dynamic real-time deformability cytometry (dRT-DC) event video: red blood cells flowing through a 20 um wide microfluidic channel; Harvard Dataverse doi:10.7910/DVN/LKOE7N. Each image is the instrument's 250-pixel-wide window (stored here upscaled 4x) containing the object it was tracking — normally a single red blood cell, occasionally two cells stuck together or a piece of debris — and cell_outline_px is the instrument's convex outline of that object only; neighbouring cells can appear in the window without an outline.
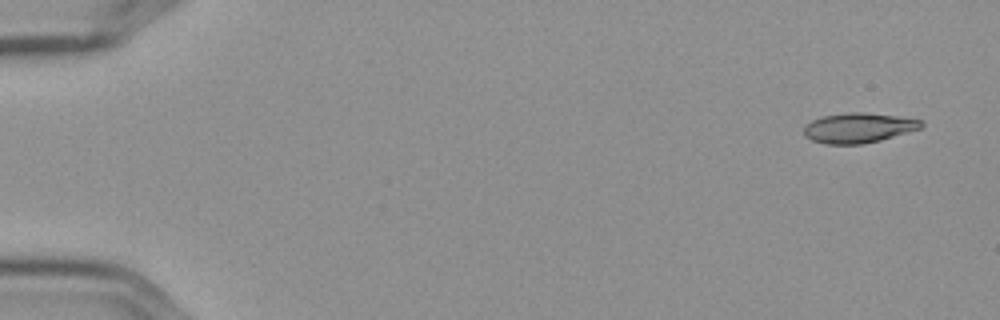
{"species": "Egyptian fruit bat (a non-hibernating species)", "species_latin": "Rousettus aegyptiacus", "temperature_condition": "cold", "stored_images_in_passage": 5, "camera_frame_rate_fps": 3000, "um_per_image_px": 0.085, "frame": {"image": 1, "passage_image": 1, "time_ms": 0.0, "image_size_px": [1000, 320], "cell_outline_px": [[924, 124], [920, 128], [880, 140], [864, 144], [824, 144], [812, 140], [804, 136], [804, 124], [812, 120], [824, 116], [848, 112], [860, 112], [896, 116], [924, 120]], "centroid_in_image_um": [72.94, 10.87], "position_along_channel_um": 12.1, "area_um2": 20.4}}
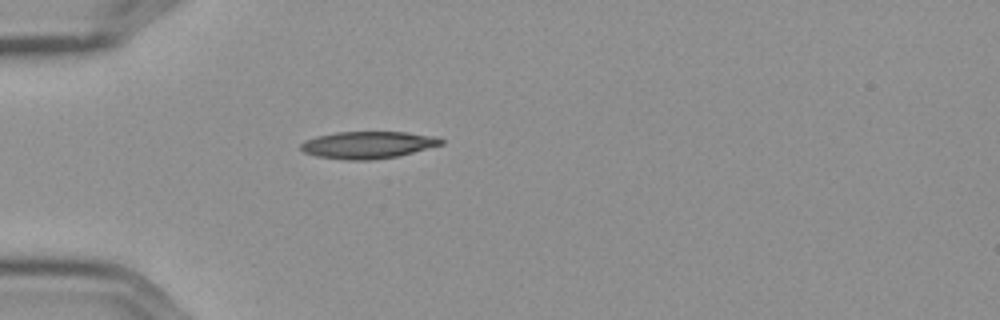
{"frame": {"image": 2, "passage_image": 5, "time_ms": 1.333, "image_size_px": [1000, 320], "cell_outline_px": [[444, 144], [396, 156], [372, 160], [348, 160], [316, 156], [304, 152], [300, 148], [300, 144], [304, 140], [316, 136], [336, 132], [408, 132], [440, 136], [444, 140]], "centroid_in_image_um": [31.29, 12.3], "position_along_channel_um": 53.7, "area_um2": 22.31}}